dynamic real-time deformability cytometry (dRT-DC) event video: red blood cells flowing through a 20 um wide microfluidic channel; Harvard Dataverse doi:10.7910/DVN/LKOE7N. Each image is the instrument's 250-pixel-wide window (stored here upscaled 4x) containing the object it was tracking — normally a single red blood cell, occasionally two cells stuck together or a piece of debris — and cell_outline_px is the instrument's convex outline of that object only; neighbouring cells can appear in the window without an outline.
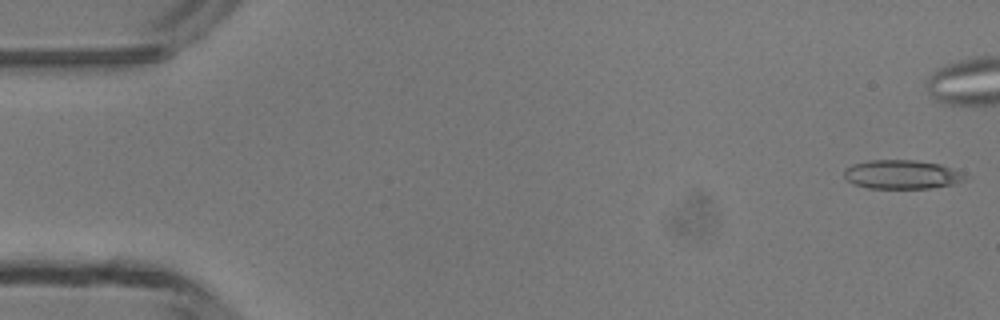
{"species": "common noctule bat (a hibernating species)", "species_latin": "Nyctalus noctula", "temperature_condition": "room temperature", "stored_images_in_passage": 5, "camera_frame_rate_fps": 3000, "um_per_image_px": 0.085, "animal": {"sex": "male", "body_mass_g": 13.3}, "frame": {"image": 1, "passage_image": 1, "time_ms": 0.0, "image_size_px": [1000, 320], "cell_outline_px": [[972, 176], [968, 180], [952, 184], [932, 188], [868, 188], [852, 184], [844, 176], [844, 168], [852, 164], [868, 160], [916, 160], [940, 164], [964, 172]], "centroid_in_image_um": [76.72, 14.83], "position_along_channel_um": 8.3, "area_um2": 20.81}}